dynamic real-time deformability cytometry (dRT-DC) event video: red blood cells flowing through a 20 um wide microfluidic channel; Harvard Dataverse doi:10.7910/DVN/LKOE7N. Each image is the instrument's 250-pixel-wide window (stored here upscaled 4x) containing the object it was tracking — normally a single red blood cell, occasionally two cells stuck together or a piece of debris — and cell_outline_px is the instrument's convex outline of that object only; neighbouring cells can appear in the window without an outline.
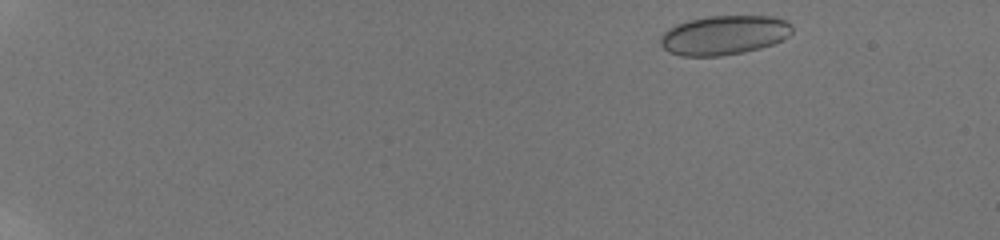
{"species": "human", "species_latin": "Homo sapiens", "temperature_condition": "room temperature", "stored_images_in_passage": 7, "camera_frame_rate_fps": 3000, "um_per_image_px": 0.085, "donor": {"sex": "male"}, "frame": {"image": 1, "passage_image": 1, "time_ms": 0.0, "image_size_px": [1000, 240], "cell_outline_px": [[792, 32], [788, 36], [772, 44], [760, 48], [744, 52], [720, 56], [680, 56], [668, 52], [660, 44], [660, 36], [668, 28], [676, 24], [688, 20], [708, 16], [776, 16], [792, 24]], "centroid_in_image_um": [61.52, 2.98], "position_along_channel_um": 23.5, "area_um2": 30.35}}
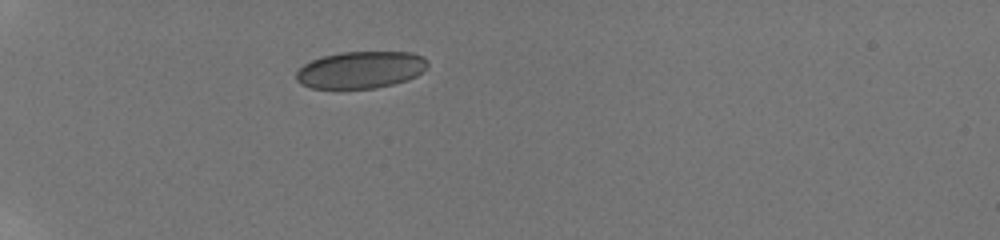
{"frame": {"image": 2, "passage_image": 5, "time_ms": 4.0, "image_size_px": [1000, 240], "cell_outline_px": [[428, 64], [416, 76], [408, 80], [376, 88], [312, 88], [300, 84], [296, 80], [296, 72], [304, 64], [312, 60], [324, 56], [344, 52], [412, 52], [424, 56], [428, 60]], "centroid_in_image_um": [30.66, 5.93], "position_along_channel_um": 54.3, "area_um2": 28.26}}
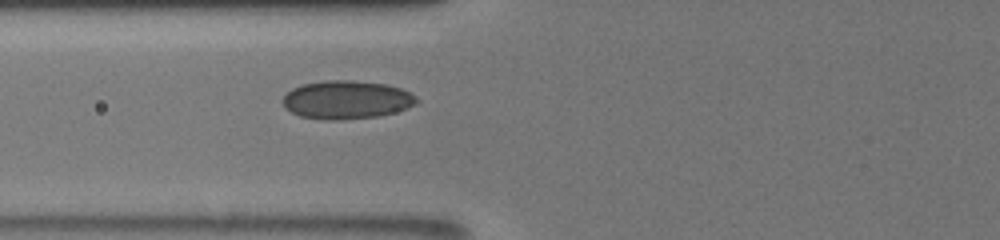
{"frame": {"image": 3, "passage_image": 7, "time_ms": 6.0, "image_size_px": [1000, 240], "cell_outline_px": [[420, 100], [416, 104], [396, 112], [376, 116], [340, 120], [324, 120], [300, 116], [284, 108], [280, 100], [292, 88], [300, 84], [324, 80], [352, 80], [388, 84], [400, 88], [408, 92]], "centroid_in_image_um": [29.42, 8.47], "position_along_channel_um": 96.4, "area_um2": 30.17}}